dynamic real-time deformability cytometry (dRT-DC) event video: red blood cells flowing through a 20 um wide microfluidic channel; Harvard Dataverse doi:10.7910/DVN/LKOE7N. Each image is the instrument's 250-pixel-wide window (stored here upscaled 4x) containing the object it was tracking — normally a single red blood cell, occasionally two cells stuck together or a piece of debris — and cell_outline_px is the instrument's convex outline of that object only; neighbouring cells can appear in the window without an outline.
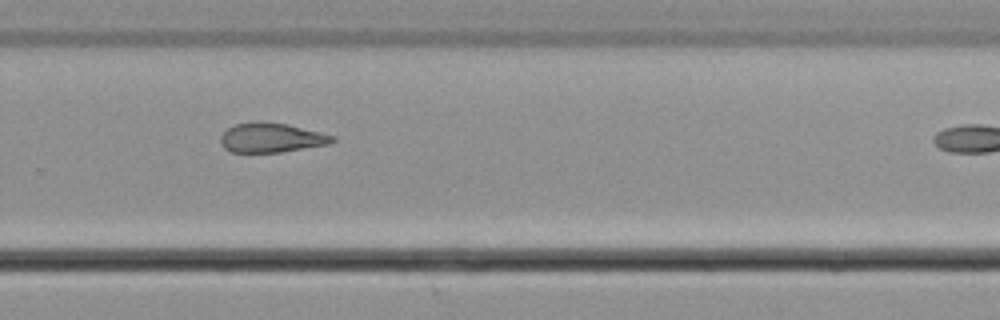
{"species": "common noctule bat (a hibernating species)", "species_latin": "Nyctalus noctula", "temperature_condition": "cold", "stored_images_in_passage": 11, "camera_frame_rate_fps": 3000, "um_per_image_px": 0.085, "animal": {"sex": "male", "body_mass_g": 21.5, "forearm_length_mm": 52.0}, "frame": {"image": 1, "passage_image": 10, "time_ms": 3.0, "image_size_px": [1000, 320], "cell_outline_px": [[336, 140], [328, 144], [280, 152], [232, 152], [224, 148], [220, 144], [220, 136], [228, 128], [236, 124], [256, 120], [260, 120], [288, 124], [336, 136]], "centroid_in_image_um": [23.04, 11.69], "position_along_channel_um": 306.8, "area_um2": 19.36}}